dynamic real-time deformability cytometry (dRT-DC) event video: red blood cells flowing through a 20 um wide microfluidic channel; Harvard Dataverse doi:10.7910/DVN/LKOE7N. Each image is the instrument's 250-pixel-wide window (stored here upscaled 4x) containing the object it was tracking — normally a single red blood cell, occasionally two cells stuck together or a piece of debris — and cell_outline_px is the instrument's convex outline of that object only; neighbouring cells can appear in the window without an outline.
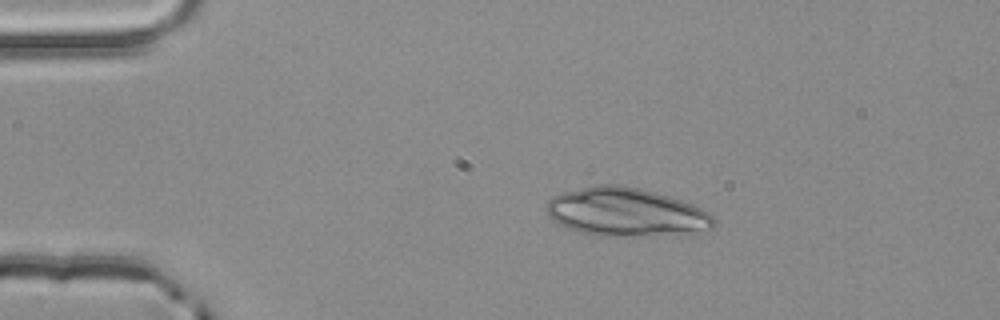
{"species": "common noctule bat (a hibernating species)", "species_latin": "Nyctalus noctula", "temperature_condition": "room temperature", "stored_images_in_passage": 3, "camera_frame_rate_fps": 3000, "um_per_image_px": 0.085, "animal": {"sex": "male", "body_mass_g": 20.4}, "frame": {"image": 1, "passage_image": 1, "time_ms": 0.0, "image_size_px": [1000, 320], "cell_outline_px": [[716, 224], [712, 228], [688, 232], [648, 236], [596, 236], [580, 232], [568, 228], [552, 220], [548, 216], [548, 200], [552, 196], [564, 192], [596, 184], [616, 184], [640, 188], [656, 192], [692, 204], [708, 212], [716, 220]], "centroid_in_image_um": [53.18, 18.03], "position_along_channel_um": 31.8, "area_um2": 47.05}}